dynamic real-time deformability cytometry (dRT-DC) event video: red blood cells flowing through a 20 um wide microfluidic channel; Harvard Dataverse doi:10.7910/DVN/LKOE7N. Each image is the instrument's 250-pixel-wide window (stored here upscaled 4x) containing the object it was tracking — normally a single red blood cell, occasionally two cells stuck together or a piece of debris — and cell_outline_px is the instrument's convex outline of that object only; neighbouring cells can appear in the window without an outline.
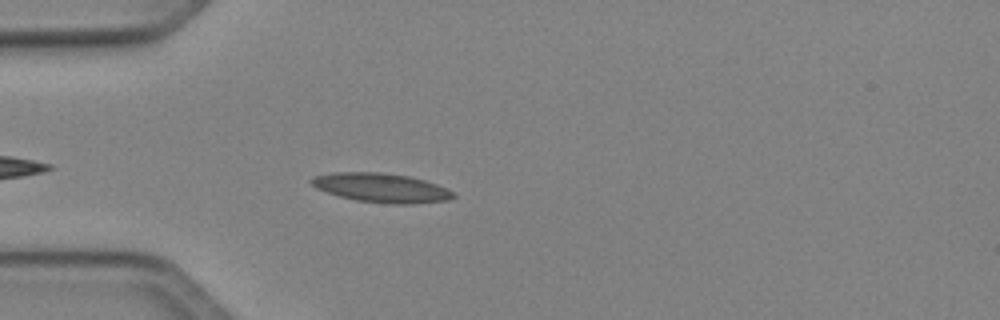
{"species": "Egyptian fruit bat (a non-hibernating species)", "species_latin": "Rousettus aegyptiacus", "temperature_condition": "cold", "stored_images_in_passage": 37, "camera_frame_rate_fps": 3000, "um_per_image_px": 0.085, "animal": {"sex": "female"}, "frame": {"image": 1, "passage_image": 4, "time_ms": 1.0, "image_size_px": [1000, 320], "cell_outline_px": [[456, 196], [448, 200], [412, 204], [392, 204], [356, 200], [340, 196], [316, 188], [308, 180], [312, 176], [332, 172], [384, 172], [408, 176], [424, 180], [448, 188], [456, 192]], "centroid_in_image_um": [32.43, 15.95], "position_along_channel_um": 52.6, "area_um2": 24.28}}
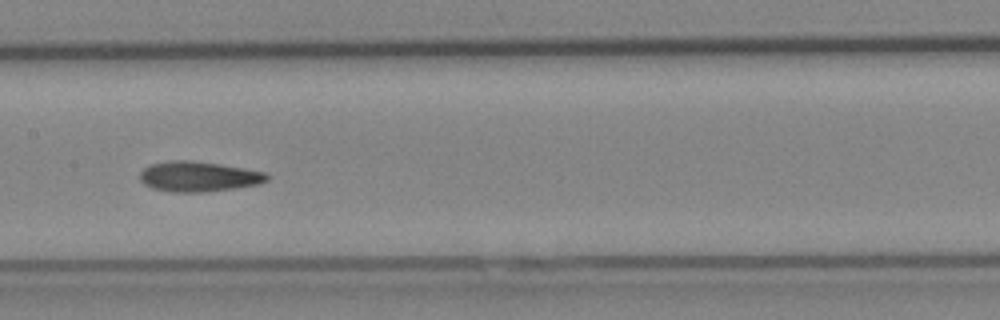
{"frame": {"image": 2, "passage_image": 15, "time_ms": 4.667, "image_size_px": [1000, 320], "cell_outline_px": [[268, 180], [260, 184], [236, 188], [208, 192], [172, 192], [152, 188], [144, 184], [140, 180], [140, 172], [148, 164], [172, 160], [188, 160], [220, 164], [264, 172], [268, 176]], "centroid_in_image_um": [16.85, 15.01], "position_along_channel_um": 190.6, "area_um2": 22.43}}
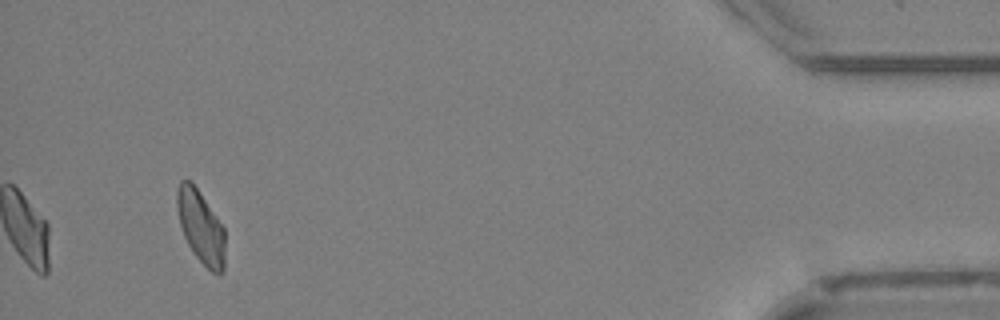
{"frame": {"image": 3, "passage_image": 37, "time_ms": 12.0, "image_size_px": [1000, 320], "cell_outline_px": [[224, 272], [220, 276], [212, 272], [196, 256], [188, 244], [184, 236], [180, 224], [176, 208], [176, 192], [180, 180], [188, 180], [196, 188], [216, 216], [224, 228]], "centroid_in_image_um": [17.06, 19.31], "position_along_channel_um": 418.1, "area_um2": 20.11}, "authors_computed_cell_mechanics": {"area_um2": 21.2126, "velocity_mm_per_s": 4.0533, "shape_relaxation_time_tau1_ms": 4.8894, "shape_relaxation_time_tau2_ms": 3.1906, "deformation_change_tau1": 0.1521, "deformation_change_tau2": 0.1103}}